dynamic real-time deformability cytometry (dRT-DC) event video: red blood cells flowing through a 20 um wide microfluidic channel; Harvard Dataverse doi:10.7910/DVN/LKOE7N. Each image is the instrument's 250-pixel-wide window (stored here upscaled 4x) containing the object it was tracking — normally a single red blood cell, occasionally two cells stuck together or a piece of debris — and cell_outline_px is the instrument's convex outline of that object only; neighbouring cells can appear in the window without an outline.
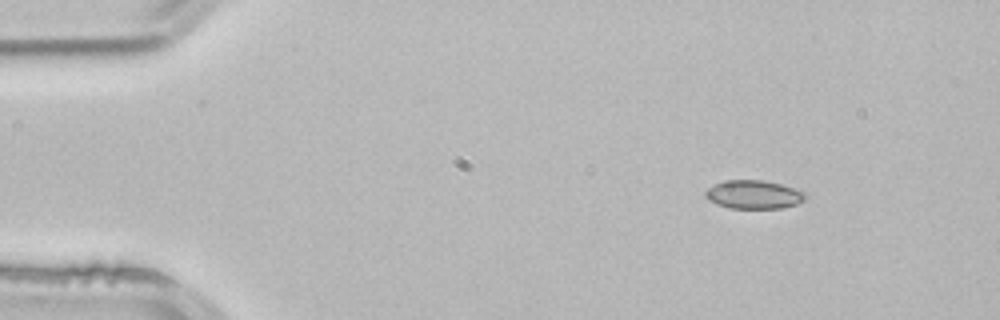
{"species": "common noctule bat (a hibernating species)", "species_latin": "Nyctalus noctula", "temperature_condition": "room temperature", "stored_images_in_passage": 3, "camera_frame_rate_fps": 3000, "um_per_image_px": 0.085, "animal": {"sex": "male", "body_mass_g": 21.5, "forearm_length_mm": 52.0}, "frame": {"image": 1, "passage_image": 1, "time_ms": 0.0, "image_size_px": [1000, 320], "cell_outline_px": [[808, 196], [804, 200], [796, 204], [780, 208], [728, 208], [716, 204], [708, 200], [704, 196], [704, 192], [708, 188], [716, 184], [728, 180], [764, 180], [780, 184], [804, 192]], "centroid_in_image_um": [64.04, 16.54], "position_along_channel_um": 21.0, "area_um2": 16.53}}
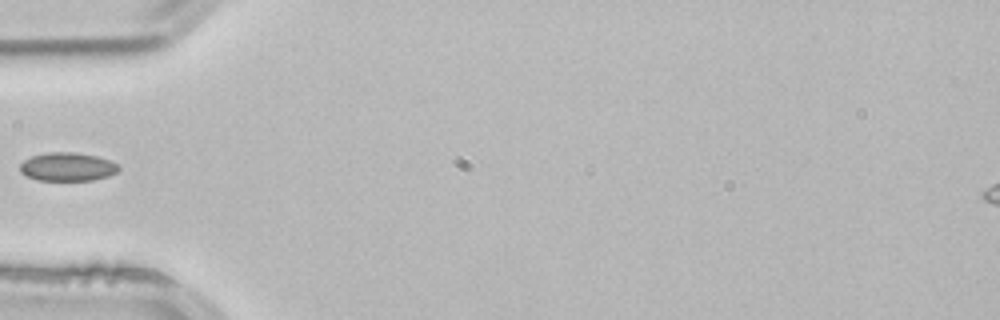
{"frame": {"image": 2, "passage_image": 3, "time_ms": 0.667, "image_size_px": [1000, 320], "cell_outline_px": [[120, 168], [116, 172], [108, 176], [92, 180], [36, 180], [20, 172], [20, 164], [24, 160], [32, 156], [48, 152], [76, 152], [96, 156], [112, 160]], "centroid_in_image_um": [5.74, 14.17], "position_along_channel_um": 79.3, "area_um2": 16.36}}